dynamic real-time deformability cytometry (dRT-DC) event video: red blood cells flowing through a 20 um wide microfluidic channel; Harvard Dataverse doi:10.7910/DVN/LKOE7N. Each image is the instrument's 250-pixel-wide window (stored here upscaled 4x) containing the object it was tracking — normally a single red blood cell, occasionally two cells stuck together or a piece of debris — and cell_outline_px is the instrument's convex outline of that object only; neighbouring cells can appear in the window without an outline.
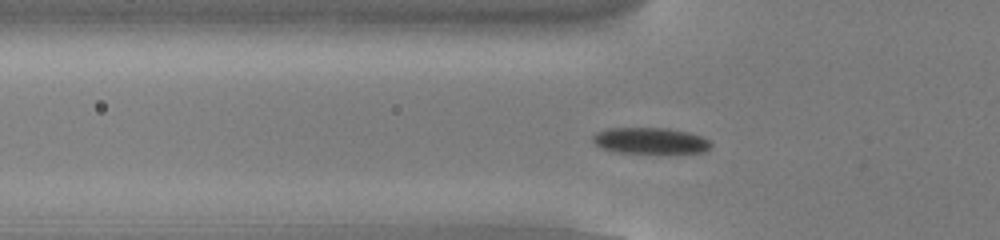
{"species": "common noctule bat (a hibernating species)", "species_latin": "Nyctalus noctula", "temperature_condition": "cold", "stored_images_in_passage": 50, "camera_frame_rate_fps": 3000, "um_per_image_px": 0.085, "animal": {"sex": "male", "body_mass_g": 13.0, "forearm_length_mm": 53.1}, "frame": {"image": 1, "passage_image": 14, "time_ms": 4.333, "image_size_px": [1000, 240], "cell_outline_px": [[712, 144], [704, 152], [612, 152], [596, 144], [592, 140], [592, 136], [596, 132], [608, 128], [668, 128], [688, 132], [704, 136]], "centroid_in_image_um": [55.26, 11.94], "position_along_channel_um": 70.5, "area_um2": 17.8}}
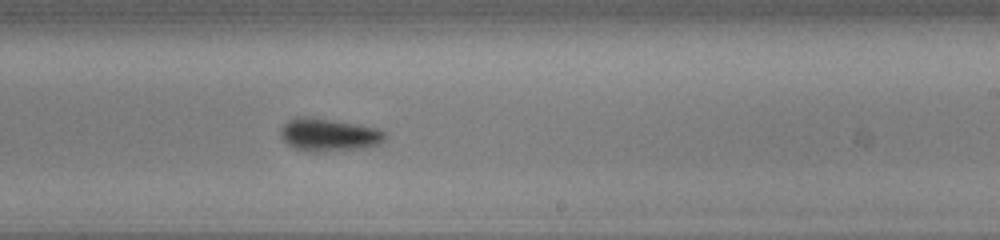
{"frame": {"image": 2, "passage_image": 29, "time_ms": 9.333, "image_size_px": [1000, 240], "cell_outline_px": [[388, 136], [380, 144], [364, 148], [316, 152], [308, 152], [296, 148], [288, 144], [280, 136], [280, 128], [288, 120], [296, 116], [312, 116], [356, 124], [376, 128], [384, 132]], "centroid_in_image_um": [27.93, 11.45], "position_along_channel_um": 261.1, "area_um2": 20.17}}
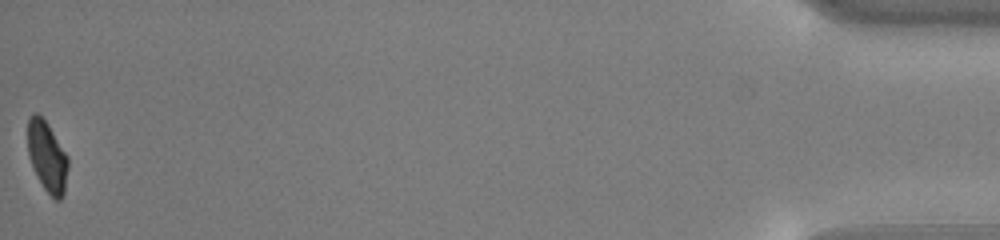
{"frame": {"image": 3, "passage_image": 50, "time_ms": 16.333, "image_size_px": [1000, 240], "cell_outline_px": [[68, 168], [64, 196], [60, 200], [56, 200], [44, 188], [28, 156], [28, 120], [32, 112], [36, 112], [48, 124], [68, 156]], "centroid_in_image_um": [4.02, 13.3], "position_along_channel_um": 431.2, "area_um2": 16.42}, "authors_computed_cell_mechanics": {"area_um2": 18.2648, "velocity_mm_per_s": 3.8294, "shape_relaxation_time_tau1_ms": 2.6409, "shape_relaxation_time_tau2_ms": null, "deformation_change_tau1": 0.1189, "deformation_change_tau2": null}}